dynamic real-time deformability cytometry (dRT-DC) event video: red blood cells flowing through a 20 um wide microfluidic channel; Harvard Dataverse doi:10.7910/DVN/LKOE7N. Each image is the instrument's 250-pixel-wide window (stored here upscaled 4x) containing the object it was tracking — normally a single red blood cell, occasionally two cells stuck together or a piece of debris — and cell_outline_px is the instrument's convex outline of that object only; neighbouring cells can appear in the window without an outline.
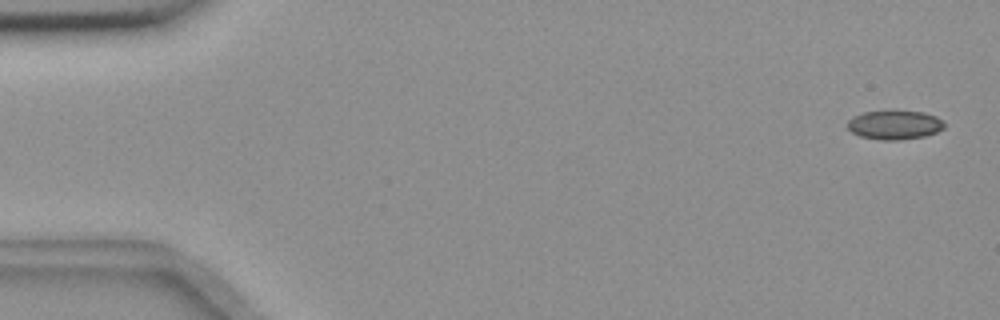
{"species": "common noctule bat (a hibernating species)", "species_latin": "Nyctalus noctula", "temperature_condition": "room temperature", "stored_images_in_passage": 51, "camera_frame_rate_fps": 3000, "um_per_image_px": 0.085, "animal": {"sex": "female", "body_mass_g": 18.4}, "frame": {"image": 1, "passage_image": 2, "time_ms": 0.333, "image_size_px": [1000, 320], "cell_outline_px": [[944, 128], [936, 132], [924, 136], [900, 140], [880, 140], [860, 136], [852, 132], [848, 128], [848, 120], [852, 116], [864, 112], [924, 112], [936, 116], [944, 120]], "centroid_in_image_um": [76.05, 10.63], "position_along_channel_um": 9.0, "area_um2": 16.18}}
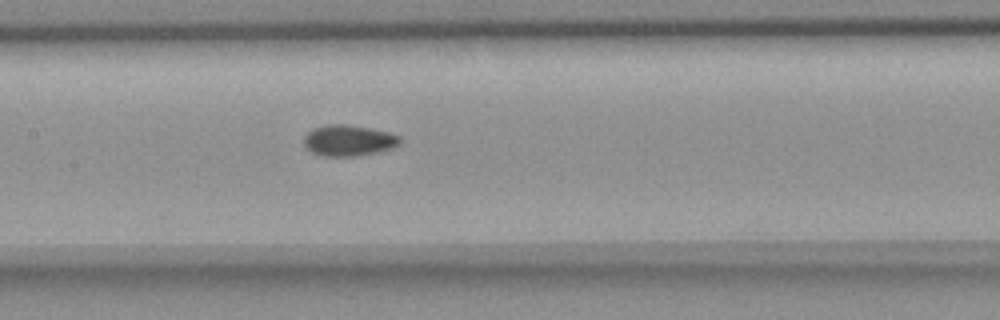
{"frame": {"image": 2, "passage_image": 27, "time_ms": 8.667, "image_size_px": [1000, 320], "cell_outline_px": [[400, 144], [392, 148], [380, 152], [356, 156], [320, 156], [312, 152], [304, 144], [304, 136], [312, 128], [328, 124], [344, 124], [368, 128], [388, 132], [400, 136]], "centroid_in_image_um": [29.63, 11.95], "position_along_channel_um": 177.8, "area_um2": 17.4}}
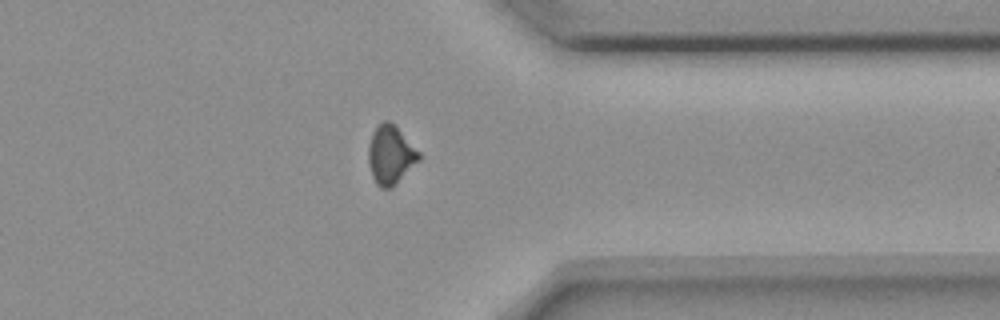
{"frame": {"image": 3, "passage_image": 44, "time_ms": 14.333, "image_size_px": [1000, 320], "cell_outline_px": [[420, 160], [388, 188], [380, 188], [376, 184], [372, 176], [368, 160], [368, 144], [372, 132], [384, 120], [388, 120], [420, 152]], "centroid_in_image_um": [33.16, 13.15], "position_along_channel_um": 378.2, "area_um2": 16.7}, "authors_computed_cell_mechanics": {"area_um2": 16.762, "velocity_mm_per_s": 3.6565, "shape_relaxation_time_tau1_ms": null, "shape_relaxation_time_tau2_ms": 4.0463, "deformation_change_tau1": null, "deformation_change_tau2": 0.0701}}